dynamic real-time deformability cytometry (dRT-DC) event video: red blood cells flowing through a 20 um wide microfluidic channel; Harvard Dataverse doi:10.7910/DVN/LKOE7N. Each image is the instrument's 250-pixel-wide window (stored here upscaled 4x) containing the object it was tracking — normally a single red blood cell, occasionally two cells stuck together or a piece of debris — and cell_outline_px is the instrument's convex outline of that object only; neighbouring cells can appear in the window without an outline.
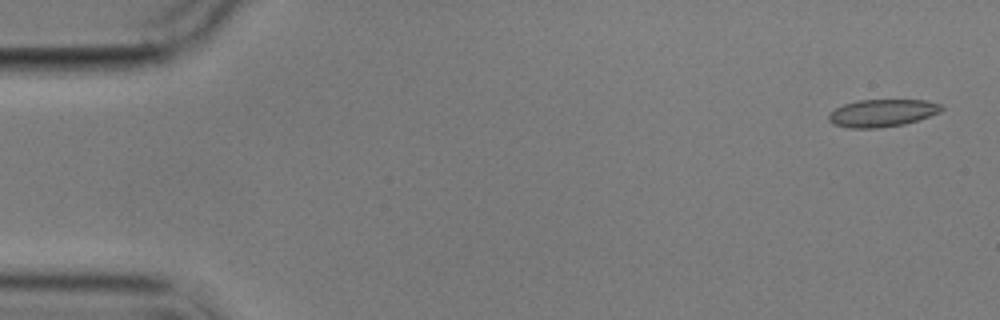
{"species": "common noctule bat (a hibernating species)", "species_latin": "Nyctalus noctula", "temperature_condition": "cold", "stored_images_in_passage": 5, "camera_frame_rate_fps": 3000, "um_per_image_px": 0.085, "animal": {"sex": "male", "body_mass_g": 17.9}, "frame": {"image": 1, "passage_image": 1, "time_ms": 0.0, "image_size_px": [1000, 320], "cell_outline_px": [[944, 108], [940, 112], [904, 124], [880, 128], [848, 128], [832, 124], [828, 120], [828, 112], [844, 104], [856, 100], [928, 100], [944, 104]], "centroid_in_image_um": [74.97, 9.6], "position_along_channel_um": 10.0, "area_um2": 18.26}}
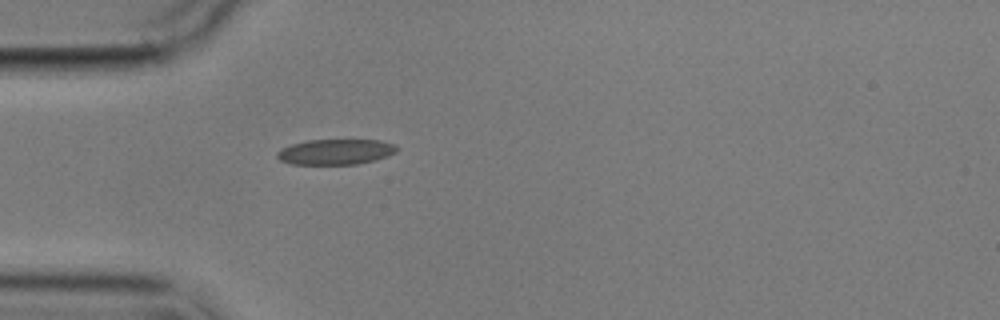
{"frame": {"image": 2, "passage_image": 5, "time_ms": 4.667, "image_size_px": [1000, 320], "cell_outline_px": [[400, 148], [396, 152], [388, 156], [376, 160], [356, 164], [292, 164], [280, 160], [276, 156], [276, 152], [292, 144], [308, 140], [380, 140], [396, 144]], "centroid_in_image_um": [28.59, 12.9], "position_along_channel_um": 56.4, "area_um2": 17.8}}